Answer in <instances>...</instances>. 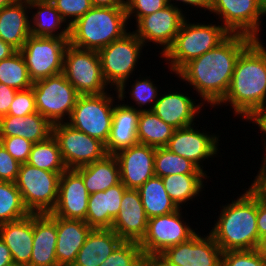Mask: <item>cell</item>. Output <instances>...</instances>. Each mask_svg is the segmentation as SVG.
Listing matches in <instances>:
<instances>
[{
  "label": "cell",
  "mask_w": 266,
  "mask_h": 266,
  "mask_svg": "<svg viewBox=\"0 0 266 266\" xmlns=\"http://www.w3.org/2000/svg\"><path fill=\"white\" fill-rule=\"evenodd\" d=\"M89 195L82 176L75 169H66L60 175L58 201L51 213L61 218L85 221Z\"/></svg>",
  "instance_id": "d6986e66"
},
{
  "label": "cell",
  "mask_w": 266,
  "mask_h": 266,
  "mask_svg": "<svg viewBox=\"0 0 266 266\" xmlns=\"http://www.w3.org/2000/svg\"><path fill=\"white\" fill-rule=\"evenodd\" d=\"M36 101L33 88L17 90L7 115L23 116L36 113Z\"/></svg>",
  "instance_id": "ee69618b"
},
{
  "label": "cell",
  "mask_w": 266,
  "mask_h": 266,
  "mask_svg": "<svg viewBox=\"0 0 266 266\" xmlns=\"http://www.w3.org/2000/svg\"><path fill=\"white\" fill-rule=\"evenodd\" d=\"M17 90L0 83V118L6 116Z\"/></svg>",
  "instance_id": "c3c4849f"
},
{
  "label": "cell",
  "mask_w": 266,
  "mask_h": 266,
  "mask_svg": "<svg viewBox=\"0 0 266 266\" xmlns=\"http://www.w3.org/2000/svg\"><path fill=\"white\" fill-rule=\"evenodd\" d=\"M184 11L170 4L157 12L142 17L133 31L146 48L148 42L160 46L161 56L173 45L185 19ZM159 45V46H158Z\"/></svg>",
  "instance_id": "2e32d148"
},
{
  "label": "cell",
  "mask_w": 266,
  "mask_h": 266,
  "mask_svg": "<svg viewBox=\"0 0 266 266\" xmlns=\"http://www.w3.org/2000/svg\"><path fill=\"white\" fill-rule=\"evenodd\" d=\"M122 242L112 229L92 228L72 266H99Z\"/></svg>",
  "instance_id": "f1b7e54d"
},
{
  "label": "cell",
  "mask_w": 266,
  "mask_h": 266,
  "mask_svg": "<svg viewBox=\"0 0 266 266\" xmlns=\"http://www.w3.org/2000/svg\"><path fill=\"white\" fill-rule=\"evenodd\" d=\"M172 1H173V3H172ZM175 1L174 0H167L168 4H170V5H172V6L176 7V8H179L181 10H183V9H182V7H180L178 2H180V3L182 2V4L184 6L185 5L186 6L189 5V7L194 6L195 9L199 7V9L202 8L204 11L208 10L209 12L211 10L212 2H213V0H175ZM176 3H178V5H175Z\"/></svg>",
  "instance_id": "f907efd6"
},
{
  "label": "cell",
  "mask_w": 266,
  "mask_h": 266,
  "mask_svg": "<svg viewBox=\"0 0 266 266\" xmlns=\"http://www.w3.org/2000/svg\"><path fill=\"white\" fill-rule=\"evenodd\" d=\"M119 214L111 229L123 240L140 242L147 230L148 217L142 205L138 189H126Z\"/></svg>",
  "instance_id": "ffe728a7"
},
{
  "label": "cell",
  "mask_w": 266,
  "mask_h": 266,
  "mask_svg": "<svg viewBox=\"0 0 266 266\" xmlns=\"http://www.w3.org/2000/svg\"><path fill=\"white\" fill-rule=\"evenodd\" d=\"M207 174H176L168 175L162 178L164 188L166 189L171 200L178 208H185L184 205L189 200L193 201L199 197L200 192L204 191V179Z\"/></svg>",
  "instance_id": "1f68e13d"
},
{
  "label": "cell",
  "mask_w": 266,
  "mask_h": 266,
  "mask_svg": "<svg viewBox=\"0 0 266 266\" xmlns=\"http://www.w3.org/2000/svg\"><path fill=\"white\" fill-rule=\"evenodd\" d=\"M94 7H125V0H90Z\"/></svg>",
  "instance_id": "db71d44e"
},
{
  "label": "cell",
  "mask_w": 266,
  "mask_h": 266,
  "mask_svg": "<svg viewBox=\"0 0 266 266\" xmlns=\"http://www.w3.org/2000/svg\"><path fill=\"white\" fill-rule=\"evenodd\" d=\"M29 13L28 0H17L0 9V39L17 51L31 35Z\"/></svg>",
  "instance_id": "d4e9b609"
},
{
  "label": "cell",
  "mask_w": 266,
  "mask_h": 266,
  "mask_svg": "<svg viewBox=\"0 0 266 266\" xmlns=\"http://www.w3.org/2000/svg\"><path fill=\"white\" fill-rule=\"evenodd\" d=\"M62 173L39 169L28 163L20 164L15 185L30 213H50L55 208Z\"/></svg>",
  "instance_id": "ba28073f"
},
{
  "label": "cell",
  "mask_w": 266,
  "mask_h": 266,
  "mask_svg": "<svg viewBox=\"0 0 266 266\" xmlns=\"http://www.w3.org/2000/svg\"><path fill=\"white\" fill-rule=\"evenodd\" d=\"M52 126L40 113L23 116L6 115L0 118V137H22L32 143L47 140L52 135Z\"/></svg>",
  "instance_id": "83f0119b"
},
{
  "label": "cell",
  "mask_w": 266,
  "mask_h": 266,
  "mask_svg": "<svg viewBox=\"0 0 266 266\" xmlns=\"http://www.w3.org/2000/svg\"><path fill=\"white\" fill-rule=\"evenodd\" d=\"M32 88L38 113L53 125L69 120L79 94L63 73L35 81Z\"/></svg>",
  "instance_id": "9c48e42d"
},
{
  "label": "cell",
  "mask_w": 266,
  "mask_h": 266,
  "mask_svg": "<svg viewBox=\"0 0 266 266\" xmlns=\"http://www.w3.org/2000/svg\"><path fill=\"white\" fill-rule=\"evenodd\" d=\"M176 174H205L194 163L167 148H156L155 152V176L161 178Z\"/></svg>",
  "instance_id": "74e56055"
},
{
  "label": "cell",
  "mask_w": 266,
  "mask_h": 266,
  "mask_svg": "<svg viewBox=\"0 0 266 266\" xmlns=\"http://www.w3.org/2000/svg\"><path fill=\"white\" fill-rule=\"evenodd\" d=\"M29 9L37 10L30 16L31 36L69 38L70 26L51 1H29Z\"/></svg>",
  "instance_id": "f546056e"
},
{
  "label": "cell",
  "mask_w": 266,
  "mask_h": 266,
  "mask_svg": "<svg viewBox=\"0 0 266 266\" xmlns=\"http://www.w3.org/2000/svg\"><path fill=\"white\" fill-rule=\"evenodd\" d=\"M63 74L79 95H97L110 89L102 75L98 51L69 44L64 53Z\"/></svg>",
  "instance_id": "8fae6325"
},
{
  "label": "cell",
  "mask_w": 266,
  "mask_h": 266,
  "mask_svg": "<svg viewBox=\"0 0 266 266\" xmlns=\"http://www.w3.org/2000/svg\"><path fill=\"white\" fill-rule=\"evenodd\" d=\"M139 76L140 77L136 78V80H134L135 82L130 86L132 88L130 90L128 88V91H130L128 92L130 95L129 98L131 97L132 99L130 100H134V103L137 105V108L136 105L132 106V104H128V102L126 104L125 101L122 103L139 111L152 110L153 106L155 105V102L158 100L159 95L161 93H158L160 92L158 86L154 84V81L150 78V76ZM144 106L145 108H143ZM146 106L148 108H146Z\"/></svg>",
  "instance_id": "f35d334b"
},
{
  "label": "cell",
  "mask_w": 266,
  "mask_h": 266,
  "mask_svg": "<svg viewBox=\"0 0 266 266\" xmlns=\"http://www.w3.org/2000/svg\"><path fill=\"white\" fill-rule=\"evenodd\" d=\"M52 135L58 142L67 169H76L101 160L107 155L103 142L76 130L66 122L54 124Z\"/></svg>",
  "instance_id": "5bb4252c"
},
{
  "label": "cell",
  "mask_w": 266,
  "mask_h": 266,
  "mask_svg": "<svg viewBox=\"0 0 266 266\" xmlns=\"http://www.w3.org/2000/svg\"><path fill=\"white\" fill-rule=\"evenodd\" d=\"M187 95L180 91L165 92L159 95L151 111L175 130L196 124L194 121L202 112L204 104L201 101L196 104V99Z\"/></svg>",
  "instance_id": "44dd1931"
},
{
  "label": "cell",
  "mask_w": 266,
  "mask_h": 266,
  "mask_svg": "<svg viewBox=\"0 0 266 266\" xmlns=\"http://www.w3.org/2000/svg\"><path fill=\"white\" fill-rule=\"evenodd\" d=\"M226 204L221 206L219 218L208 233L222 252L256 249L259 241L257 196L248 189Z\"/></svg>",
  "instance_id": "3957f363"
},
{
  "label": "cell",
  "mask_w": 266,
  "mask_h": 266,
  "mask_svg": "<svg viewBox=\"0 0 266 266\" xmlns=\"http://www.w3.org/2000/svg\"><path fill=\"white\" fill-rule=\"evenodd\" d=\"M17 0H0V9L15 3Z\"/></svg>",
  "instance_id": "6f0895ef"
},
{
  "label": "cell",
  "mask_w": 266,
  "mask_h": 266,
  "mask_svg": "<svg viewBox=\"0 0 266 266\" xmlns=\"http://www.w3.org/2000/svg\"><path fill=\"white\" fill-rule=\"evenodd\" d=\"M7 266H25V265H22V264H17V263H12L10 265H7Z\"/></svg>",
  "instance_id": "91938a15"
},
{
  "label": "cell",
  "mask_w": 266,
  "mask_h": 266,
  "mask_svg": "<svg viewBox=\"0 0 266 266\" xmlns=\"http://www.w3.org/2000/svg\"><path fill=\"white\" fill-rule=\"evenodd\" d=\"M28 1H51V0H28Z\"/></svg>",
  "instance_id": "94428289"
},
{
  "label": "cell",
  "mask_w": 266,
  "mask_h": 266,
  "mask_svg": "<svg viewBox=\"0 0 266 266\" xmlns=\"http://www.w3.org/2000/svg\"><path fill=\"white\" fill-rule=\"evenodd\" d=\"M140 111L117 104L113 109V120L109 139L105 145L107 154H115L118 151L138 144L137 127Z\"/></svg>",
  "instance_id": "484cf974"
},
{
  "label": "cell",
  "mask_w": 266,
  "mask_h": 266,
  "mask_svg": "<svg viewBox=\"0 0 266 266\" xmlns=\"http://www.w3.org/2000/svg\"><path fill=\"white\" fill-rule=\"evenodd\" d=\"M127 188L120 182L105 191L89 195L86 222L91 228L111 229L119 214L121 200Z\"/></svg>",
  "instance_id": "603a6c76"
},
{
  "label": "cell",
  "mask_w": 266,
  "mask_h": 266,
  "mask_svg": "<svg viewBox=\"0 0 266 266\" xmlns=\"http://www.w3.org/2000/svg\"><path fill=\"white\" fill-rule=\"evenodd\" d=\"M194 128L195 125L193 124L174 130L165 148L191 161L206 174L207 171L203 170L202 163L206 159H213L220 152L218 150L219 136L213 133L210 134L209 131L202 130V132L197 127Z\"/></svg>",
  "instance_id": "e0dca14e"
},
{
  "label": "cell",
  "mask_w": 266,
  "mask_h": 266,
  "mask_svg": "<svg viewBox=\"0 0 266 266\" xmlns=\"http://www.w3.org/2000/svg\"><path fill=\"white\" fill-rule=\"evenodd\" d=\"M13 263L11 251L0 237V266H7Z\"/></svg>",
  "instance_id": "f5cc1de1"
},
{
  "label": "cell",
  "mask_w": 266,
  "mask_h": 266,
  "mask_svg": "<svg viewBox=\"0 0 266 266\" xmlns=\"http://www.w3.org/2000/svg\"><path fill=\"white\" fill-rule=\"evenodd\" d=\"M221 266H266L255 249L222 252Z\"/></svg>",
  "instance_id": "b9f144b4"
},
{
  "label": "cell",
  "mask_w": 266,
  "mask_h": 266,
  "mask_svg": "<svg viewBox=\"0 0 266 266\" xmlns=\"http://www.w3.org/2000/svg\"><path fill=\"white\" fill-rule=\"evenodd\" d=\"M51 2L69 26L93 7L90 0H51Z\"/></svg>",
  "instance_id": "60d3db41"
},
{
  "label": "cell",
  "mask_w": 266,
  "mask_h": 266,
  "mask_svg": "<svg viewBox=\"0 0 266 266\" xmlns=\"http://www.w3.org/2000/svg\"><path fill=\"white\" fill-rule=\"evenodd\" d=\"M185 19L173 45L160 58L166 60L170 73L176 74L186 63L223 42L230 33L218 24L191 23Z\"/></svg>",
  "instance_id": "5b68a950"
},
{
  "label": "cell",
  "mask_w": 266,
  "mask_h": 266,
  "mask_svg": "<svg viewBox=\"0 0 266 266\" xmlns=\"http://www.w3.org/2000/svg\"><path fill=\"white\" fill-rule=\"evenodd\" d=\"M253 40L246 35L230 34L215 48L186 63L176 75L193 87L206 107L208 103L215 108L228 91L240 53Z\"/></svg>",
  "instance_id": "6da1fadb"
},
{
  "label": "cell",
  "mask_w": 266,
  "mask_h": 266,
  "mask_svg": "<svg viewBox=\"0 0 266 266\" xmlns=\"http://www.w3.org/2000/svg\"><path fill=\"white\" fill-rule=\"evenodd\" d=\"M20 163H18L0 143V181L15 182Z\"/></svg>",
  "instance_id": "bcb514c9"
},
{
  "label": "cell",
  "mask_w": 266,
  "mask_h": 266,
  "mask_svg": "<svg viewBox=\"0 0 266 266\" xmlns=\"http://www.w3.org/2000/svg\"><path fill=\"white\" fill-rule=\"evenodd\" d=\"M109 92L108 90V93L97 95H79L70 118L66 122L105 145L111 132L115 100L119 99L118 95H115V98L112 96L114 93Z\"/></svg>",
  "instance_id": "52a82bcc"
},
{
  "label": "cell",
  "mask_w": 266,
  "mask_h": 266,
  "mask_svg": "<svg viewBox=\"0 0 266 266\" xmlns=\"http://www.w3.org/2000/svg\"><path fill=\"white\" fill-rule=\"evenodd\" d=\"M168 5L167 0H125L127 19L136 23L144 16L157 12ZM133 16V17H132Z\"/></svg>",
  "instance_id": "7bdbcfd3"
},
{
  "label": "cell",
  "mask_w": 266,
  "mask_h": 266,
  "mask_svg": "<svg viewBox=\"0 0 266 266\" xmlns=\"http://www.w3.org/2000/svg\"><path fill=\"white\" fill-rule=\"evenodd\" d=\"M259 256L266 262V235L259 238L257 247L255 249Z\"/></svg>",
  "instance_id": "9f6ffc18"
},
{
  "label": "cell",
  "mask_w": 266,
  "mask_h": 266,
  "mask_svg": "<svg viewBox=\"0 0 266 266\" xmlns=\"http://www.w3.org/2000/svg\"><path fill=\"white\" fill-rule=\"evenodd\" d=\"M155 152L156 148L138 143L114 154L127 189H139L155 175Z\"/></svg>",
  "instance_id": "ac0fdd59"
},
{
  "label": "cell",
  "mask_w": 266,
  "mask_h": 266,
  "mask_svg": "<svg viewBox=\"0 0 266 266\" xmlns=\"http://www.w3.org/2000/svg\"><path fill=\"white\" fill-rule=\"evenodd\" d=\"M128 24L125 7L93 6L70 26L69 44L99 51L128 33Z\"/></svg>",
  "instance_id": "277c9868"
},
{
  "label": "cell",
  "mask_w": 266,
  "mask_h": 266,
  "mask_svg": "<svg viewBox=\"0 0 266 266\" xmlns=\"http://www.w3.org/2000/svg\"><path fill=\"white\" fill-rule=\"evenodd\" d=\"M146 260L138 242L123 241L99 266H144Z\"/></svg>",
  "instance_id": "ab89813d"
},
{
  "label": "cell",
  "mask_w": 266,
  "mask_h": 266,
  "mask_svg": "<svg viewBox=\"0 0 266 266\" xmlns=\"http://www.w3.org/2000/svg\"><path fill=\"white\" fill-rule=\"evenodd\" d=\"M29 214L15 182L0 181V225L20 220Z\"/></svg>",
  "instance_id": "8d00e7d4"
},
{
  "label": "cell",
  "mask_w": 266,
  "mask_h": 266,
  "mask_svg": "<svg viewBox=\"0 0 266 266\" xmlns=\"http://www.w3.org/2000/svg\"><path fill=\"white\" fill-rule=\"evenodd\" d=\"M75 170L82 176L89 194L105 191L121 182L119 165L113 154Z\"/></svg>",
  "instance_id": "4dcf8cb0"
},
{
  "label": "cell",
  "mask_w": 266,
  "mask_h": 266,
  "mask_svg": "<svg viewBox=\"0 0 266 266\" xmlns=\"http://www.w3.org/2000/svg\"><path fill=\"white\" fill-rule=\"evenodd\" d=\"M174 128L166 124L151 110L140 111L137 127L138 142L154 148L166 147Z\"/></svg>",
  "instance_id": "836d02e7"
},
{
  "label": "cell",
  "mask_w": 266,
  "mask_h": 266,
  "mask_svg": "<svg viewBox=\"0 0 266 266\" xmlns=\"http://www.w3.org/2000/svg\"><path fill=\"white\" fill-rule=\"evenodd\" d=\"M69 38L29 36L19 50L33 83L63 73L64 53Z\"/></svg>",
  "instance_id": "7c38bea8"
},
{
  "label": "cell",
  "mask_w": 266,
  "mask_h": 266,
  "mask_svg": "<svg viewBox=\"0 0 266 266\" xmlns=\"http://www.w3.org/2000/svg\"><path fill=\"white\" fill-rule=\"evenodd\" d=\"M0 143L6 151L20 164L28 161L33 143L22 137H0Z\"/></svg>",
  "instance_id": "f6af8a7d"
},
{
  "label": "cell",
  "mask_w": 266,
  "mask_h": 266,
  "mask_svg": "<svg viewBox=\"0 0 266 266\" xmlns=\"http://www.w3.org/2000/svg\"><path fill=\"white\" fill-rule=\"evenodd\" d=\"M138 191L148 219L166 215L179 209L171 200L164 188L162 178L159 176L154 175L148 179Z\"/></svg>",
  "instance_id": "d6a6232c"
},
{
  "label": "cell",
  "mask_w": 266,
  "mask_h": 266,
  "mask_svg": "<svg viewBox=\"0 0 266 266\" xmlns=\"http://www.w3.org/2000/svg\"><path fill=\"white\" fill-rule=\"evenodd\" d=\"M262 166L259 167L258 174L254 177L251 182L249 189L254 195L266 199V154L262 158Z\"/></svg>",
  "instance_id": "7dc6e473"
},
{
  "label": "cell",
  "mask_w": 266,
  "mask_h": 266,
  "mask_svg": "<svg viewBox=\"0 0 266 266\" xmlns=\"http://www.w3.org/2000/svg\"><path fill=\"white\" fill-rule=\"evenodd\" d=\"M92 228L86 221L57 217L56 259L58 266H72Z\"/></svg>",
  "instance_id": "cb8c5ba5"
},
{
  "label": "cell",
  "mask_w": 266,
  "mask_h": 266,
  "mask_svg": "<svg viewBox=\"0 0 266 266\" xmlns=\"http://www.w3.org/2000/svg\"><path fill=\"white\" fill-rule=\"evenodd\" d=\"M182 208L175 212L148 219L147 230L139 242L147 260H155L167 248L188 241L198 230L191 228L182 216Z\"/></svg>",
  "instance_id": "30bf717a"
},
{
  "label": "cell",
  "mask_w": 266,
  "mask_h": 266,
  "mask_svg": "<svg viewBox=\"0 0 266 266\" xmlns=\"http://www.w3.org/2000/svg\"><path fill=\"white\" fill-rule=\"evenodd\" d=\"M57 216L33 213V245L28 266H58L56 259Z\"/></svg>",
  "instance_id": "7402d4cb"
},
{
  "label": "cell",
  "mask_w": 266,
  "mask_h": 266,
  "mask_svg": "<svg viewBox=\"0 0 266 266\" xmlns=\"http://www.w3.org/2000/svg\"><path fill=\"white\" fill-rule=\"evenodd\" d=\"M247 122H252L254 125L256 124V126L259 127V131L262 134V136L264 137L262 145L264 146V150L266 154V109L260 110L257 113H255ZM265 140V141H264Z\"/></svg>",
  "instance_id": "816d5d0a"
},
{
  "label": "cell",
  "mask_w": 266,
  "mask_h": 266,
  "mask_svg": "<svg viewBox=\"0 0 266 266\" xmlns=\"http://www.w3.org/2000/svg\"><path fill=\"white\" fill-rule=\"evenodd\" d=\"M263 44L260 39H254L240 53L228 91L215 106L229 103L233 116H240L246 122L266 109V47Z\"/></svg>",
  "instance_id": "7a4b0ae2"
},
{
  "label": "cell",
  "mask_w": 266,
  "mask_h": 266,
  "mask_svg": "<svg viewBox=\"0 0 266 266\" xmlns=\"http://www.w3.org/2000/svg\"><path fill=\"white\" fill-rule=\"evenodd\" d=\"M167 248L155 260L162 266H221L222 250L209 233Z\"/></svg>",
  "instance_id": "9a60e30c"
},
{
  "label": "cell",
  "mask_w": 266,
  "mask_h": 266,
  "mask_svg": "<svg viewBox=\"0 0 266 266\" xmlns=\"http://www.w3.org/2000/svg\"><path fill=\"white\" fill-rule=\"evenodd\" d=\"M257 229L259 238L266 235V199L257 196Z\"/></svg>",
  "instance_id": "681fc988"
},
{
  "label": "cell",
  "mask_w": 266,
  "mask_h": 266,
  "mask_svg": "<svg viewBox=\"0 0 266 266\" xmlns=\"http://www.w3.org/2000/svg\"><path fill=\"white\" fill-rule=\"evenodd\" d=\"M144 266H162L156 260H146Z\"/></svg>",
  "instance_id": "680465c9"
},
{
  "label": "cell",
  "mask_w": 266,
  "mask_h": 266,
  "mask_svg": "<svg viewBox=\"0 0 266 266\" xmlns=\"http://www.w3.org/2000/svg\"><path fill=\"white\" fill-rule=\"evenodd\" d=\"M26 163L50 172H64L67 169L58 142L53 135L45 141L33 143Z\"/></svg>",
  "instance_id": "e575fe53"
},
{
  "label": "cell",
  "mask_w": 266,
  "mask_h": 266,
  "mask_svg": "<svg viewBox=\"0 0 266 266\" xmlns=\"http://www.w3.org/2000/svg\"><path fill=\"white\" fill-rule=\"evenodd\" d=\"M0 83L16 90H26L32 87L33 81L20 51L0 61Z\"/></svg>",
  "instance_id": "d590c367"
},
{
  "label": "cell",
  "mask_w": 266,
  "mask_h": 266,
  "mask_svg": "<svg viewBox=\"0 0 266 266\" xmlns=\"http://www.w3.org/2000/svg\"><path fill=\"white\" fill-rule=\"evenodd\" d=\"M210 13L219 16L230 34L260 39L261 18L266 16L264 0H213Z\"/></svg>",
  "instance_id": "4fadbf2b"
},
{
  "label": "cell",
  "mask_w": 266,
  "mask_h": 266,
  "mask_svg": "<svg viewBox=\"0 0 266 266\" xmlns=\"http://www.w3.org/2000/svg\"><path fill=\"white\" fill-rule=\"evenodd\" d=\"M0 237L11 251L13 263L28 266L33 245V213L0 225Z\"/></svg>",
  "instance_id": "4316f807"
},
{
  "label": "cell",
  "mask_w": 266,
  "mask_h": 266,
  "mask_svg": "<svg viewBox=\"0 0 266 266\" xmlns=\"http://www.w3.org/2000/svg\"><path fill=\"white\" fill-rule=\"evenodd\" d=\"M144 47L136 34L129 31L122 38L114 40L98 51L103 78L110 91L112 88L116 91L118 102L127 98L125 90L129 83L128 80L136 70Z\"/></svg>",
  "instance_id": "8992f818"
},
{
  "label": "cell",
  "mask_w": 266,
  "mask_h": 266,
  "mask_svg": "<svg viewBox=\"0 0 266 266\" xmlns=\"http://www.w3.org/2000/svg\"><path fill=\"white\" fill-rule=\"evenodd\" d=\"M16 51L14 47L0 39V61L10 57Z\"/></svg>",
  "instance_id": "11a10c76"
}]
</instances>
